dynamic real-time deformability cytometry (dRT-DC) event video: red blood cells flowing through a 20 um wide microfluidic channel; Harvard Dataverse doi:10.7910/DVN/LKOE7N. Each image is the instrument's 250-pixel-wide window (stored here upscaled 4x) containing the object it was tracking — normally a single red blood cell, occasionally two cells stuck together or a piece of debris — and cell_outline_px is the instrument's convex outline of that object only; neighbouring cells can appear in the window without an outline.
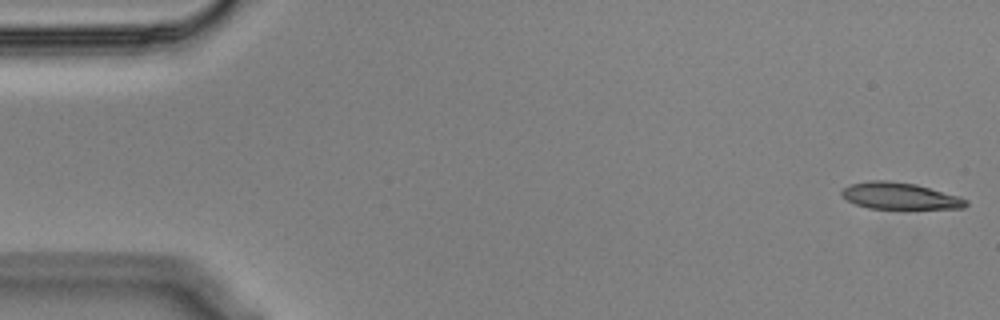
{"species": "Egyptian fruit bat (a non-hibernating species)", "species_latin": "Rousettus aegyptiacus", "temperature_condition": "cold", "stored_images_in_passage": 55, "camera_frame_rate_fps": 3000, "um_per_image_px": 0.085, "animal": {"sex": "male"}, "frame": {"image": 1, "passage_image": 1, "time_ms": 0.0, "image_size_px": [1000, 320], "cell_outline_px": [[968, 204], [964, 208], [868, 208], [856, 204], [848, 200], [840, 192], [844, 188], [852, 184], [868, 180], [888, 180], [916, 184], [960, 196], [968, 200]], "centroid_in_image_um": [76.51, 16.64], "position_along_channel_um": 8.5, "area_um2": 19.13}}
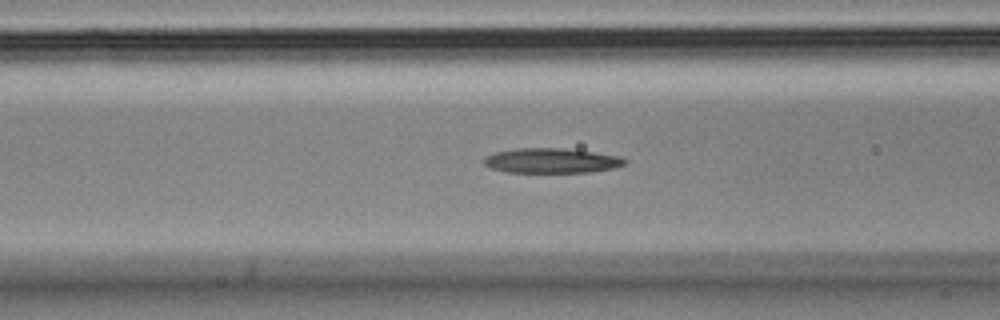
{"frame": {"image": 2, "passage_image": 21, "time_ms": 6.667, "image_size_px": [1000, 320], "cell_outline_px": [[628, 164], [612, 168], [592, 172], [504, 172], [488, 168], [484, 164], [484, 156], [496, 152], [516, 148], [564, 148], [620, 156], [628, 160]], "centroid_in_image_um": [46.87, 13.66], "position_along_channel_um": 119.7, "area_um2": 20.58}}
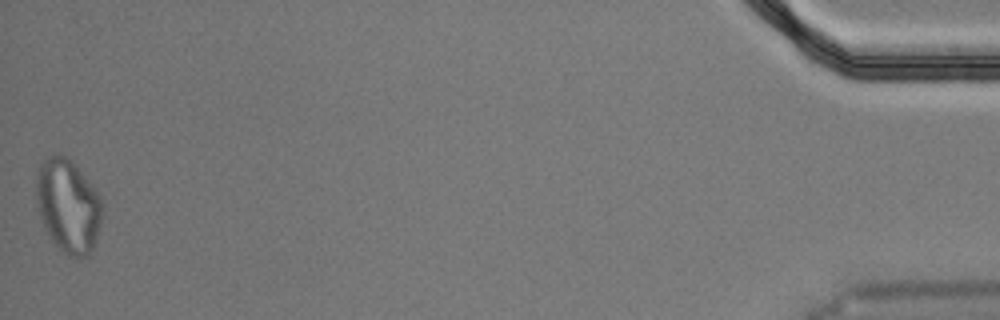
{"frame": {"image": 3, "passage_image": 55, "time_ms": 18.0, "image_size_px": [1000, 320], "cell_outline_px": [[104, 216], [96, 240], [88, 256], [68, 256], [52, 240], [44, 228], [40, 216], [36, 196], [36, 180], [40, 164], [48, 156], [56, 152], [60, 152], [72, 160], [96, 192], [104, 204]], "centroid_in_image_um": [5.8, 17.47], "position_along_channel_um": 429.4, "area_um2": 36.07}}